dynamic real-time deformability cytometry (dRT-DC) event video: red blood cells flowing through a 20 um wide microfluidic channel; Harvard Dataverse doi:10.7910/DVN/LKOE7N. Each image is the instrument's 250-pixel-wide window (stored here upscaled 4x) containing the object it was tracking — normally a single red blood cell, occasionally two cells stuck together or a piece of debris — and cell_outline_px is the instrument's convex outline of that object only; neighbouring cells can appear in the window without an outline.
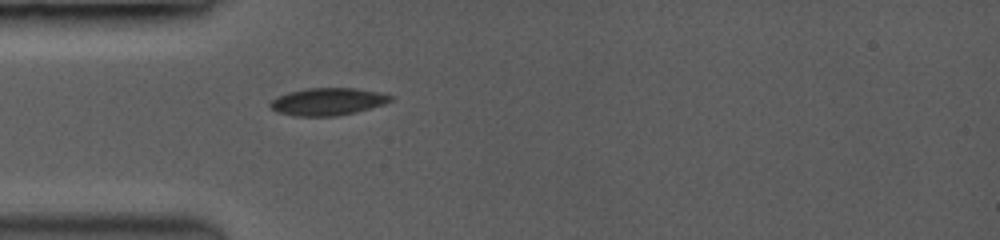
{"species": "common noctule bat (a hibernating species)", "species_latin": "Nyctalus noctula", "temperature_condition": "room temperature", "stored_images_in_passage": 39, "camera_frame_rate_fps": 3500, "um_per_image_px": 0.085, "animal": {"sex": "female", "body_mass_g": 19.0, "forearm_length_mm": 53.3}, "frame": {"image": 1, "passage_image": 1, "time_ms": 0.0, "image_size_px": [1000, 240], "cell_outline_px": [[392, 100], [384, 104], [336, 116], [292, 116], [280, 112], [272, 108], [268, 104], [272, 100], [280, 96], [292, 92], [308, 88], [352, 88], [376, 92], [392, 96]], "centroid_in_image_um": [27.84, 8.64], "position_along_channel_um": 57.2, "area_um2": 18.61}}
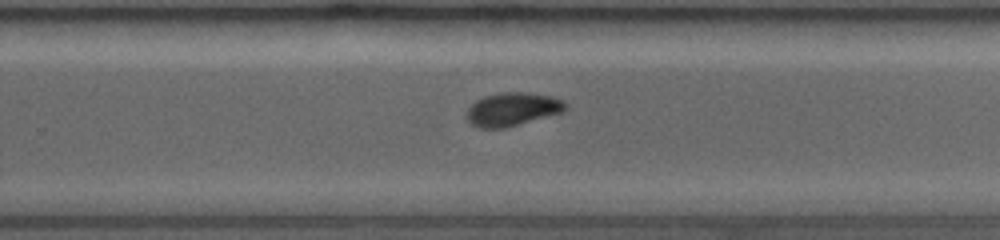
{"frame": {"image": 2, "passage_image": 21, "time_ms": 5.714, "image_size_px": [1000, 240], "cell_outline_px": [[568, 108], [560, 112], [504, 128], [480, 128], [472, 124], [468, 120], [468, 108], [476, 100], [484, 96], [504, 92], [520, 92], [548, 96], [560, 100]], "centroid_in_image_um": [43.5, 9.29], "position_along_channel_um": 286.3, "area_um2": 18.5}}
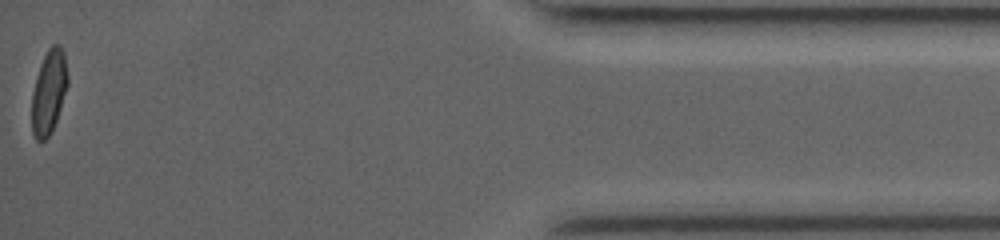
{"frame": {"image": 3, "passage_image": 39, "time_ms": 10.857, "image_size_px": [1000, 240], "cell_outline_px": [[68, 84], [52, 132], [44, 140], [36, 140], [32, 132], [32, 92], [36, 76], [40, 64], [48, 48], [52, 44], [60, 44], [64, 52], [68, 76]], "centroid_in_image_um": [4.15, 7.79], "position_along_channel_um": 431.0, "area_um2": 17.57}, "authors_computed_cell_mechanics": {"area_um2": 18.785, "velocity_mm_per_s": 4.0737, "shape_relaxation_time_tau1_ms": 2.0727, "shape_relaxation_time_tau2_ms": 1.0633, "deformation_change_tau1": 0.1343, "deformation_change_tau2": 0.0389}}